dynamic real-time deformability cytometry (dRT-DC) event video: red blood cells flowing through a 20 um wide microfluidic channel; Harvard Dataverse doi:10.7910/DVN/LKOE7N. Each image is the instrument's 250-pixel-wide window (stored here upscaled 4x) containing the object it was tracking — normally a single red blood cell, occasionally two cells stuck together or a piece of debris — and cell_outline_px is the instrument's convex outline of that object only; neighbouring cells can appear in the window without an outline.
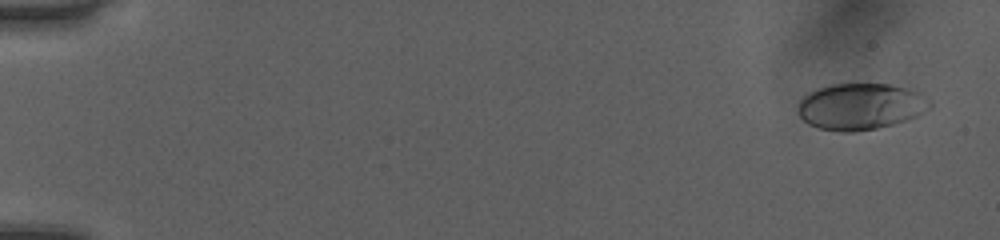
{"species": "human", "species_latin": "Homo sapiens", "temperature_condition": "room temperature", "stored_images_in_passage": 52, "camera_frame_rate_fps": 3000, "um_per_image_px": 0.085, "donor": {"sex": "female"}, "frame": {"image": 1, "passage_image": 3, "time_ms": 0.667, "image_size_px": [1000, 240], "cell_outline_px": [[932, 108], [908, 120], [876, 128], [852, 132], [840, 132], [820, 128], [808, 124], [800, 116], [800, 100], [808, 92], [816, 88], [832, 84], [888, 84], [912, 88], [920, 92], [932, 100]], "centroid_in_image_um": [73.22, 9.03], "position_along_channel_um": 11.8, "area_um2": 35.95}}
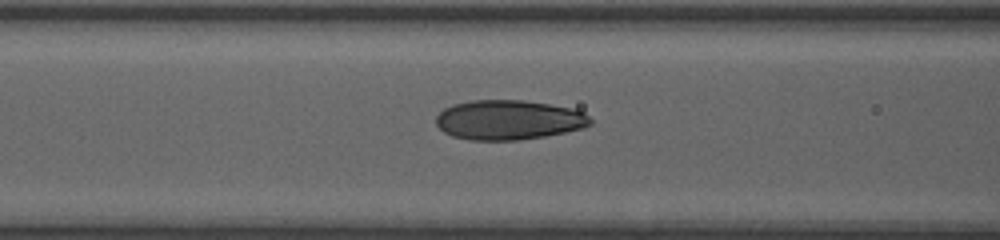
{"frame": {"image": 2, "passage_image": 23, "time_ms": 7.333, "image_size_px": [1000, 240], "cell_outline_px": [[592, 124], [584, 128], [544, 136], [520, 140], [468, 140], [452, 136], [444, 132], [436, 124], [436, 116], [444, 108], [452, 104], [472, 100], [524, 100], [572, 108], [584, 112], [592, 120]], "centroid_in_image_um": [43.23, 10.19], "position_along_channel_um": 123.4, "area_um2": 35.84}}
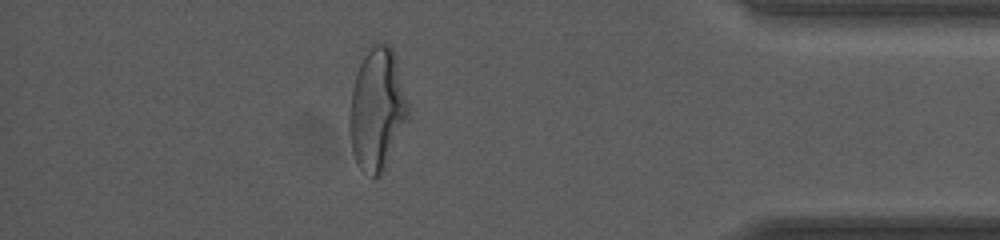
{"frame": {"image": 3, "passage_image": 46, "time_ms": 15.0, "image_size_px": [1000, 240], "cell_outline_px": [[408, 116], [380, 176], [372, 180], [356, 164], [352, 152], [348, 132], [348, 112], [352, 88], [364, 48], [372, 40], [380, 40], [388, 44], [392, 48], [396, 60], [408, 100]], "centroid_in_image_um": [31.99, 9.21], "position_along_channel_um": 403.2, "area_um2": 42.48}, "authors_computed_cell_mechanics": {"area_um2": 36.0094, "velocity_mm_per_s": 4.0805, "shape_relaxation_time_tau1_ms": 6.0574, "shape_relaxation_time_tau2_ms": 0.731, "deformation_change_tau1": 0.2209, "deformation_change_tau2": 0.0676}}